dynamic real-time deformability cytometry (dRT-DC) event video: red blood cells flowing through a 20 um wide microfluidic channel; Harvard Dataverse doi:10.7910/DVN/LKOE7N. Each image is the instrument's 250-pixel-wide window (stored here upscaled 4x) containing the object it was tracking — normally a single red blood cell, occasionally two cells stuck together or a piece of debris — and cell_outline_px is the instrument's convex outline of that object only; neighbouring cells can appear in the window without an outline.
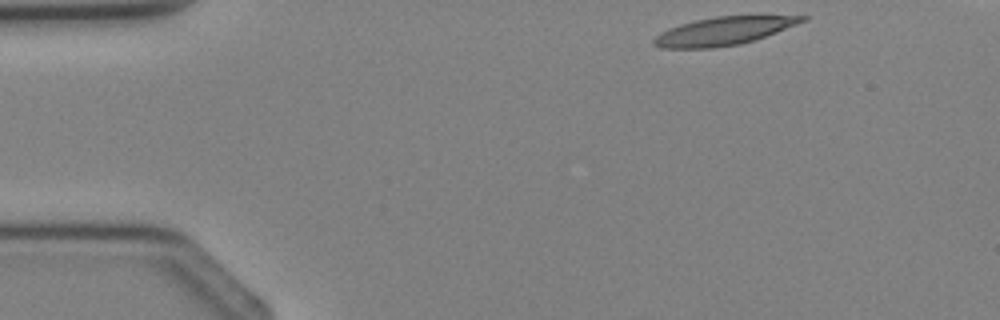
{"species": "Egyptian fruit bat (a non-hibernating species)", "species_latin": "Rousettus aegyptiacus", "temperature_condition": "cold", "stored_images_in_passage": 3, "camera_frame_rate_fps": 3000, "um_per_image_px": 0.085, "animal": {"sex": "female"}, "frame": {"image": 1, "passage_image": 1, "time_ms": 0.0, "image_size_px": [1000, 320], "cell_outline_px": [[808, 20], [776, 32], [740, 44], [712, 48], [660, 48], [652, 44], [652, 40], [660, 32], [668, 28], [680, 24], [696, 20], [716, 16], [808, 16]], "centroid_in_image_um": [61.45, 2.64], "position_along_channel_um": 23.6, "area_um2": 24.04}}
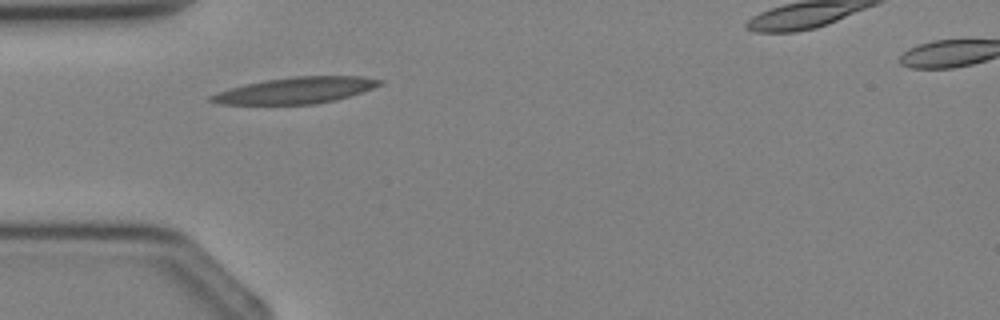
{"frame": {"image": 2, "passage_image": 3, "time_ms": 2.0, "image_size_px": [1000, 320], "cell_outline_px": [[384, 84], [336, 100], [316, 104], [220, 104], [208, 100], [208, 96], [216, 92], [244, 84], [264, 80], [292, 76], [360, 76], [384, 80]], "centroid_in_image_um": [25.12, 7.67], "position_along_channel_um": 59.9, "area_um2": 25.89}}